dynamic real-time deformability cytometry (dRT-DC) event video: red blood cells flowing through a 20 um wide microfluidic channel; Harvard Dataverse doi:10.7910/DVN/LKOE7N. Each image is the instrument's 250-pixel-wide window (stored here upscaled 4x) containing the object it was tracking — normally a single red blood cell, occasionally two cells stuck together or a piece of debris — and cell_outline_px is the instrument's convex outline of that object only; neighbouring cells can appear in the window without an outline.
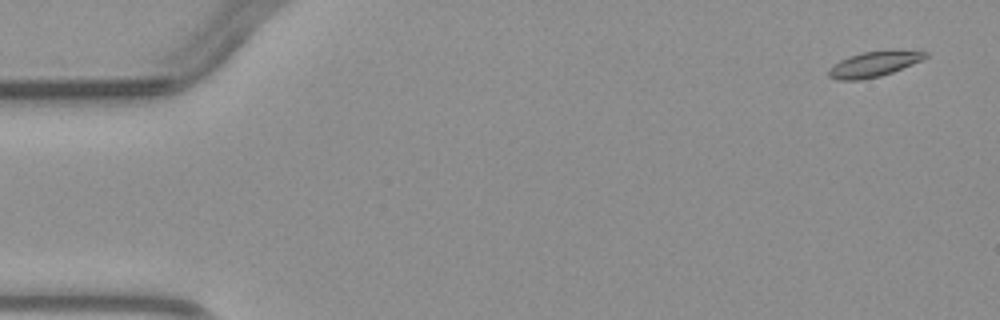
{"species": "common noctule bat (a hibernating species)", "species_latin": "Nyctalus noctula", "temperature_condition": "warm", "stored_images_in_passage": 5, "camera_frame_rate_fps": 3000, "um_per_image_px": 0.085, "animal": {"sex": "male", "body_mass_g": 23.1, "forearm_length_mm": 52.7}, "frame": {"image": 1, "passage_image": 1, "time_ms": 0.0, "image_size_px": [1000, 320], "cell_outline_px": [[928, 56], [912, 64], [892, 72], [880, 76], [860, 80], [836, 80], [828, 76], [828, 68], [840, 60], [848, 56], [864, 52], [928, 52]], "centroid_in_image_um": [74.16, 5.5], "position_along_channel_um": 10.8, "area_um2": 13.64}}
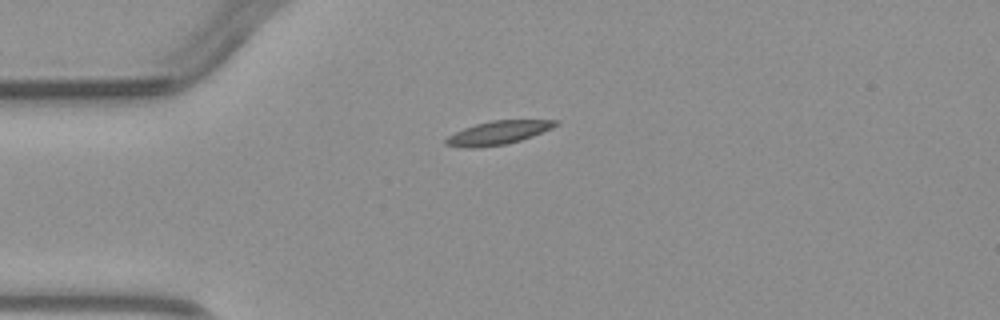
{"frame": {"image": 2, "passage_image": 4, "time_ms": 3.333, "image_size_px": [1000, 320], "cell_outline_px": [[560, 124], [552, 128], [532, 136], [520, 140], [504, 144], [480, 148], [464, 148], [444, 144], [444, 140], [448, 136], [464, 128], [476, 124], [492, 120], [560, 120]], "centroid_in_image_um": [42.34, 11.28], "position_along_channel_um": 42.7, "area_um2": 15.03}}
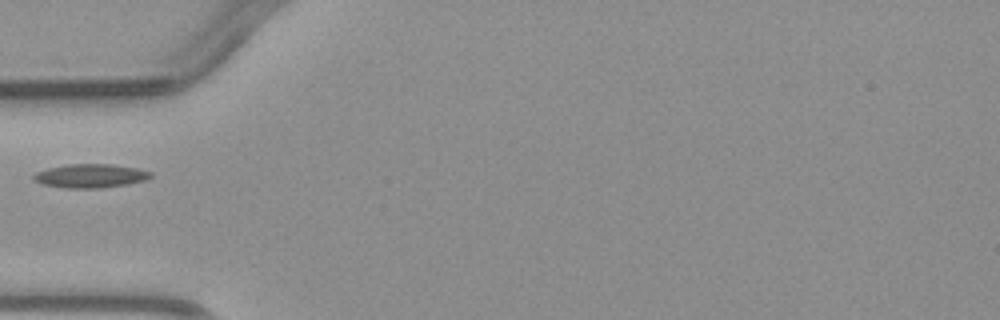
{"frame": {"image": 3, "passage_image": 5, "time_ms": 4.667, "image_size_px": [1000, 320], "cell_outline_px": [[152, 176], [144, 180], [128, 184], [100, 188], [64, 188], [44, 184], [32, 180], [32, 176], [36, 172], [48, 168], [68, 164], [112, 164], [136, 168], [152, 172]], "centroid_in_image_um": [7.67, 14.95], "position_along_channel_um": 77.3, "area_um2": 16.18}}